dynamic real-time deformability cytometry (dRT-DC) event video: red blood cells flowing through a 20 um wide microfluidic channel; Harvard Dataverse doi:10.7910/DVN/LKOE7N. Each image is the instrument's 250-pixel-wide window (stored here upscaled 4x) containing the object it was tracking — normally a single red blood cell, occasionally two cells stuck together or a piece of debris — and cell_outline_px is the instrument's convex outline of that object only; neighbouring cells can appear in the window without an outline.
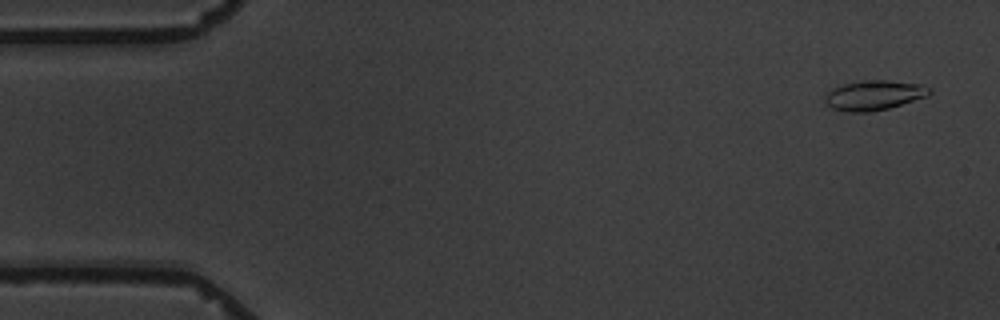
{"species": "common noctule bat (a hibernating species)", "species_latin": "Nyctalus noctula", "temperature_condition": "warm", "stored_images_in_passage": 4, "camera_frame_rate_fps": 3000, "um_per_image_px": 0.085, "animal": {"sex": "male", "body_mass_g": 19.5, "forearm_length_mm": 54.6}, "frame": {"image": 1, "passage_image": 1, "time_ms": 0.0, "image_size_px": [1000, 320], "cell_outline_px": [[932, 92], [928, 96], [888, 108], [868, 112], [848, 112], [832, 108], [824, 100], [824, 96], [832, 88], [844, 84], [864, 80], [884, 80], [920, 84], [932, 88]], "centroid_in_image_um": [74.3, 8.09], "position_along_channel_um": 10.7, "area_um2": 18.03}}